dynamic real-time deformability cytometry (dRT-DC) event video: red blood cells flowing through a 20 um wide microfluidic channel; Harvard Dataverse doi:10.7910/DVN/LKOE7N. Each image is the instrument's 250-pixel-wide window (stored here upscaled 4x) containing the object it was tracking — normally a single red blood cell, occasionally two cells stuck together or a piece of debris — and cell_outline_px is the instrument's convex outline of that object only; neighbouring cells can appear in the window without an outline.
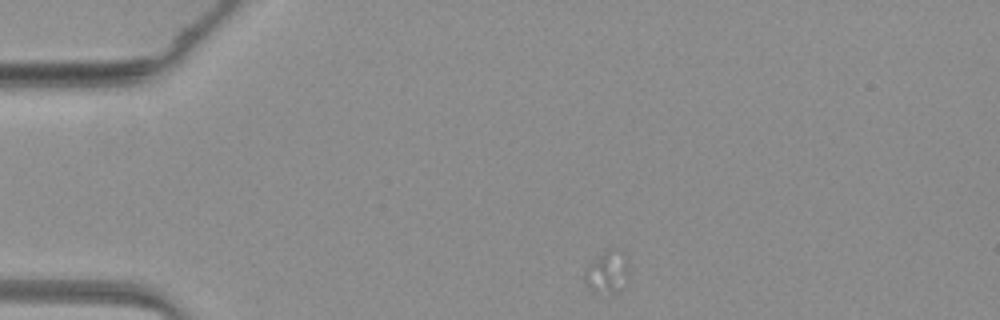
{"species": "common noctule bat (a hibernating species)", "species_latin": "Nyctalus noctula", "temperature_condition": "warm", "stored_images_in_passage": 7, "camera_frame_rate_fps": 3000, "um_per_image_px": 0.085, "animal": {"sex": "female", "body_mass_g": 19.3, "forearm_length_mm": 54.1}, "frame": {"image": 1, "passage_image": 1, "time_ms": 0.0, "image_size_px": [1000, 320], "cell_outline_px": [[628, 280], [612, 292], [592, 292], [588, 288], [584, 280], [584, 268], [596, 256], [608, 248], [624, 248], [628, 260]], "centroid_in_image_um": [51.61, 23.02], "position_along_channel_um": 33.4, "area_um2": 11.27}}